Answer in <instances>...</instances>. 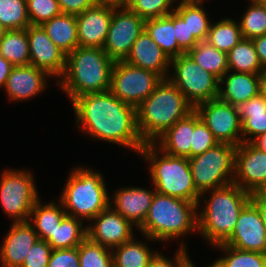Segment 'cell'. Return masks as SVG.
<instances>
[{
	"label": "cell",
	"mask_w": 266,
	"mask_h": 267,
	"mask_svg": "<svg viewBox=\"0 0 266 267\" xmlns=\"http://www.w3.org/2000/svg\"><path fill=\"white\" fill-rule=\"evenodd\" d=\"M71 103L81 133L137 153L145 145L137 128L136 107L122 102L110 91L85 94Z\"/></svg>",
	"instance_id": "cell-1"
},
{
	"label": "cell",
	"mask_w": 266,
	"mask_h": 267,
	"mask_svg": "<svg viewBox=\"0 0 266 267\" xmlns=\"http://www.w3.org/2000/svg\"><path fill=\"white\" fill-rule=\"evenodd\" d=\"M207 193H210L209 199L206 198ZM250 197V193L234 183L202 193L197 205L200 206L204 199L205 205L202 204L201 211L197 213L200 236L212 247L224 244L230 238L242 209L250 202Z\"/></svg>",
	"instance_id": "cell-2"
},
{
	"label": "cell",
	"mask_w": 266,
	"mask_h": 267,
	"mask_svg": "<svg viewBox=\"0 0 266 267\" xmlns=\"http://www.w3.org/2000/svg\"><path fill=\"white\" fill-rule=\"evenodd\" d=\"M115 61L101 47H77L66 55V67L57 80L61 91L73 99L110 90Z\"/></svg>",
	"instance_id": "cell-3"
},
{
	"label": "cell",
	"mask_w": 266,
	"mask_h": 267,
	"mask_svg": "<svg viewBox=\"0 0 266 267\" xmlns=\"http://www.w3.org/2000/svg\"><path fill=\"white\" fill-rule=\"evenodd\" d=\"M194 110L169 78L136 108L137 128L144 143H154L168 128Z\"/></svg>",
	"instance_id": "cell-4"
},
{
	"label": "cell",
	"mask_w": 266,
	"mask_h": 267,
	"mask_svg": "<svg viewBox=\"0 0 266 267\" xmlns=\"http://www.w3.org/2000/svg\"><path fill=\"white\" fill-rule=\"evenodd\" d=\"M198 208L194 202L155 192L146 219L138 230L150 242L180 240L177 238L198 232Z\"/></svg>",
	"instance_id": "cell-5"
},
{
	"label": "cell",
	"mask_w": 266,
	"mask_h": 267,
	"mask_svg": "<svg viewBox=\"0 0 266 267\" xmlns=\"http://www.w3.org/2000/svg\"><path fill=\"white\" fill-rule=\"evenodd\" d=\"M139 154L149 163L150 180L157 193L198 205L201 194L194 185L187 157L168 155L154 143H145Z\"/></svg>",
	"instance_id": "cell-6"
},
{
	"label": "cell",
	"mask_w": 266,
	"mask_h": 267,
	"mask_svg": "<svg viewBox=\"0 0 266 267\" xmlns=\"http://www.w3.org/2000/svg\"><path fill=\"white\" fill-rule=\"evenodd\" d=\"M101 172L74 167L58 198L66 214L90 222L109 206L110 194Z\"/></svg>",
	"instance_id": "cell-7"
},
{
	"label": "cell",
	"mask_w": 266,
	"mask_h": 267,
	"mask_svg": "<svg viewBox=\"0 0 266 267\" xmlns=\"http://www.w3.org/2000/svg\"><path fill=\"white\" fill-rule=\"evenodd\" d=\"M236 148L229 143H218L203 154L188 158L200 194L233 183Z\"/></svg>",
	"instance_id": "cell-8"
},
{
	"label": "cell",
	"mask_w": 266,
	"mask_h": 267,
	"mask_svg": "<svg viewBox=\"0 0 266 267\" xmlns=\"http://www.w3.org/2000/svg\"><path fill=\"white\" fill-rule=\"evenodd\" d=\"M31 171L4 169L0 178V204L13 222H26L40 198Z\"/></svg>",
	"instance_id": "cell-9"
},
{
	"label": "cell",
	"mask_w": 266,
	"mask_h": 267,
	"mask_svg": "<svg viewBox=\"0 0 266 267\" xmlns=\"http://www.w3.org/2000/svg\"><path fill=\"white\" fill-rule=\"evenodd\" d=\"M171 82L193 106L218 97L219 79L205 71L187 53L171 59Z\"/></svg>",
	"instance_id": "cell-10"
},
{
	"label": "cell",
	"mask_w": 266,
	"mask_h": 267,
	"mask_svg": "<svg viewBox=\"0 0 266 267\" xmlns=\"http://www.w3.org/2000/svg\"><path fill=\"white\" fill-rule=\"evenodd\" d=\"M161 80L153 71L131 65L124 60L115 61L109 91L122 102L137 108Z\"/></svg>",
	"instance_id": "cell-11"
},
{
	"label": "cell",
	"mask_w": 266,
	"mask_h": 267,
	"mask_svg": "<svg viewBox=\"0 0 266 267\" xmlns=\"http://www.w3.org/2000/svg\"><path fill=\"white\" fill-rule=\"evenodd\" d=\"M194 110L219 143L235 146L242 143V124L237 106L216 98L198 104Z\"/></svg>",
	"instance_id": "cell-12"
},
{
	"label": "cell",
	"mask_w": 266,
	"mask_h": 267,
	"mask_svg": "<svg viewBox=\"0 0 266 267\" xmlns=\"http://www.w3.org/2000/svg\"><path fill=\"white\" fill-rule=\"evenodd\" d=\"M145 29V20L128 7H114L108 34L103 46L114 61L125 60L134 42Z\"/></svg>",
	"instance_id": "cell-13"
},
{
	"label": "cell",
	"mask_w": 266,
	"mask_h": 267,
	"mask_svg": "<svg viewBox=\"0 0 266 267\" xmlns=\"http://www.w3.org/2000/svg\"><path fill=\"white\" fill-rule=\"evenodd\" d=\"M233 183L250 194L266 190V153L251 142L236 148Z\"/></svg>",
	"instance_id": "cell-14"
},
{
	"label": "cell",
	"mask_w": 266,
	"mask_h": 267,
	"mask_svg": "<svg viewBox=\"0 0 266 267\" xmlns=\"http://www.w3.org/2000/svg\"><path fill=\"white\" fill-rule=\"evenodd\" d=\"M91 224H86L87 237L111 250L133 239V228H137L110 205L95 216Z\"/></svg>",
	"instance_id": "cell-15"
},
{
	"label": "cell",
	"mask_w": 266,
	"mask_h": 267,
	"mask_svg": "<svg viewBox=\"0 0 266 267\" xmlns=\"http://www.w3.org/2000/svg\"><path fill=\"white\" fill-rule=\"evenodd\" d=\"M224 245L266 254V230L259 210L251 201L242 209L234 230Z\"/></svg>",
	"instance_id": "cell-16"
},
{
	"label": "cell",
	"mask_w": 266,
	"mask_h": 267,
	"mask_svg": "<svg viewBox=\"0 0 266 267\" xmlns=\"http://www.w3.org/2000/svg\"><path fill=\"white\" fill-rule=\"evenodd\" d=\"M30 51V65L47 71L59 79L66 67V54L48 37L41 25L26 28Z\"/></svg>",
	"instance_id": "cell-17"
},
{
	"label": "cell",
	"mask_w": 266,
	"mask_h": 267,
	"mask_svg": "<svg viewBox=\"0 0 266 267\" xmlns=\"http://www.w3.org/2000/svg\"><path fill=\"white\" fill-rule=\"evenodd\" d=\"M113 16V6L96 3L76 15L79 47L103 48Z\"/></svg>",
	"instance_id": "cell-18"
},
{
	"label": "cell",
	"mask_w": 266,
	"mask_h": 267,
	"mask_svg": "<svg viewBox=\"0 0 266 267\" xmlns=\"http://www.w3.org/2000/svg\"><path fill=\"white\" fill-rule=\"evenodd\" d=\"M155 192L154 187L152 190L135 186L119 188L110 196L109 205L139 229L146 219Z\"/></svg>",
	"instance_id": "cell-19"
},
{
	"label": "cell",
	"mask_w": 266,
	"mask_h": 267,
	"mask_svg": "<svg viewBox=\"0 0 266 267\" xmlns=\"http://www.w3.org/2000/svg\"><path fill=\"white\" fill-rule=\"evenodd\" d=\"M48 77L47 71L33 65L14 66L4 86L8 100L25 101L39 95L48 87Z\"/></svg>",
	"instance_id": "cell-20"
},
{
	"label": "cell",
	"mask_w": 266,
	"mask_h": 267,
	"mask_svg": "<svg viewBox=\"0 0 266 267\" xmlns=\"http://www.w3.org/2000/svg\"><path fill=\"white\" fill-rule=\"evenodd\" d=\"M39 240L33 226L28 222H12L0 247L1 267H20L30 250Z\"/></svg>",
	"instance_id": "cell-21"
},
{
	"label": "cell",
	"mask_w": 266,
	"mask_h": 267,
	"mask_svg": "<svg viewBox=\"0 0 266 267\" xmlns=\"http://www.w3.org/2000/svg\"><path fill=\"white\" fill-rule=\"evenodd\" d=\"M124 61L142 69L153 71L162 79L169 77L171 60L152 40L145 29L134 42Z\"/></svg>",
	"instance_id": "cell-22"
},
{
	"label": "cell",
	"mask_w": 266,
	"mask_h": 267,
	"mask_svg": "<svg viewBox=\"0 0 266 267\" xmlns=\"http://www.w3.org/2000/svg\"><path fill=\"white\" fill-rule=\"evenodd\" d=\"M259 93V74L229 70L219 79L217 98L234 106H239Z\"/></svg>",
	"instance_id": "cell-23"
},
{
	"label": "cell",
	"mask_w": 266,
	"mask_h": 267,
	"mask_svg": "<svg viewBox=\"0 0 266 267\" xmlns=\"http://www.w3.org/2000/svg\"><path fill=\"white\" fill-rule=\"evenodd\" d=\"M194 132V110L168 128L154 144L171 156L191 158Z\"/></svg>",
	"instance_id": "cell-24"
},
{
	"label": "cell",
	"mask_w": 266,
	"mask_h": 267,
	"mask_svg": "<svg viewBox=\"0 0 266 267\" xmlns=\"http://www.w3.org/2000/svg\"><path fill=\"white\" fill-rule=\"evenodd\" d=\"M238 107L242 124V142H252L266 133V98L260 93Z\"/></svg>",
	"instance_id": "cell-25"
},
{
	"label": "cell",
	"mask_w": 266,
	"mask_h": 267,
	"mask_svg": "<svg viewBox=\"0 0 266 267\" xmlns=\"http://www.w3.org/2000/svg\"><path fill=\"white\" fill-rule=\"evenodd\" d=\"M66 215L60 201L45 204L39 198L33 206L28 222L33 226L39 239L47 241Z\"/></svg>",
	"instance_id": "cell-26"
},
{
	"label": "cell",
	"mask_w": 266,
	"mask_h": 267,
	"mask_svg": "<svg viewBox=\"0 0 266 267\" xmlns=\"http://www.w3.org/2000/svg\"><path fill=\"white\" fill-rule=\"evenodd\" d=\"M41 26L54 44L66 55L79 46L76 15L61 13Z\"/></svg>",
	"instance_id": "cell-27"
},
{
	"label": "cell",
	"mask_w": 266,
	"mask_h": 267,
	"mask_svg": "<svg viewBox=\"0 0 266 267\" xmlns=\"http://www.w3.org/2000/svg\"><path fill=\"white\" fill-rule=\"evenodd\" d=\"M145 30L170 60L185 54L175 37L174 11L167 16L145 20Z\"/></svg>",
	"instance_id": "cell-28"
},
{
	"label": "cell",
	"mask_w": 266,
	"mask_h": 267,
	"mask_svg": "<svg viewBox=\"0 0 266 267\" xmlns=\"http://www.w3.org/2000/svg\"><path fill=\"white\" fill-rule=\"evenodd\" d=\"M135 237L112 249L114 267H148L158 251Z\"/></svg>",
	"instance_id": "cell-29"
},
{
	"label": "cell",
	"mask_w": 266,
	"mask_h": 267,
	"mask_svg": "<svg viewBox=\"0 0 266 267\" xmlns=\"http://www.w3.org/2000/svg\"><path fill=\"white\" fill-rule=\"evenodd\" d=\"M83 222L66 215L46 242L52 250L78 247L87 238V226H83Z\"/></svg>",
	"instance_id": "cell-30"
},
{
	"label": "cell",
	"mask_w": 266,
	"mask_h": 267,
	"mask_svg": "<svg viewBox=\"0 0 266 267\" xmlns=\"http://www.w3.org/2000/svg\"><path fill=\"white\" fill-rule=\"evenodd\" d=\"M0 55L13 66L30 65V51L26 29L7 30L0 40Z\"/></svg>",
	"instance_id": "cell-31"
},
{
	"label": "cell",
	"mask_w": 266,
	"mask_h": 267,
	"mask_svg": "<svg viewBox=\"0 0 266 267\" xmlns=\"http://www.w3.org/2000/svg\"><path fill=\"white\" fill-rule=\"evenodd\" d=\"M187 54L205 71L221 79L228 70L227 53L213 47L207 41H199Z\"/></svg>",
	"instance_id": "cell-32"
},
{
	"label": "cell",
	"mask_w": 266,
	"mask_h": 267,
	"mask_svg": "<svg viewBox=\"0 0 266 267\" xmlns=\"http://www.w3.org/2000/svg\"><path fill=\"white\" fill-rule=\"evenodd\" d=\"M243 39L239 23L229 17L211 22L206 41L218 50L228 53Z\"/></svg>",
	"instance_id": "cell-33"
},
{
	"label": "cell",
	"mask_w": 266,
	"mask_h": 267,
	"mask_svg": "<svg viewBox=\"0 0 266 267\" xmlns=\"http://www.w3.org/2000/svg\"><path fill=\"white\" fill-rule=\"evenodd\" d=\"M228 70L259 74L263 67L258 59L255 46L250 39H242L228 53Z\"/></svg>",
	"instance_id": "cell-34"
},
{
	"label": "cell",
	"mask_w": 266,
	"mask_h": 267,
	"mask_svg": "<svg viewBox=\"0 0 266 267\" xmlns=\"http://www.w3.org/2000/svg\"><path fill=\"white\" fill-rule=\"evenodd\" d=\"M215 247L224 255L213 261V267H266L265 253L243 251L224 244Z\"/></svg>",
	"instance_id": "cell-35"
},
{
	"label": "cell",
	"mask_w": 266,
	"mask_h": 267,
	"mask_svg": "<svg viewBox=\"0 0 266 267\" xmlns=\"http://www.w3.org/2000/svg\"><path fill=\"white\" fill-rule=\"evenodd\" d=\"M249 7L238 21L244 39L266 35V5L262 0H249Z\"/></svg>",
	"instance_id": "cell-36"
},
{
	"label": "cell",
	"mask_w": 266,
	"mask_h": 267,
	"mask_svg": "<svg viewBox=\"0 0 266 267\" xmlns=\"http://www.w3.org/2000/svg\"><path fill=\"white\" fill-rule=\"evenodd\" d=\"M174 12L183 21H187L190 34H193L199 41H206L212 21L203 8V4L174 6Z\"/></svg>",
	"instance_id": "cell-37"
},
{
	"label": "cell",
	"mask_w": 266,
	"mask_h": 267,
	"mask_svg": "<svg viewBox=\"0 0 266 267\" xmlns=\"http://www.w3.org/2000/svg\"><path fill=\"white\" fill-rule=\"evenodd\" d=\"M0 23L8 30L29 27L27 0H0Z\"/></svg>",
	"instance_id": "cell-38"
},
{
	"label": "cell",
	"mask_w": 266,
	"mask_h": 267,
	"mask_svg": "<svg viewBox=\"0 0 266 267\" xmlns=\"http://www.w3.org/2000/svg\"><path fill=\"white\" fill-rule=\"evenodd\" d=\"M80 267H114L112 250L88 237L78 246Z\"/></svg>",
	"instance_id": "cell-39"
},
{
	"label": "cell",
	"mask_w": 266,
	"mask_h": 267,
	"mask_svg": "<svg viewBox=\"0 0 266 267\" xmlns=\"http://www.w3.org/2000/svg\"><path fill=\"white\" fill-rule=\"evenodd\" d=\"M173 0H130L127 7L144 20L167 16L174 11Z\"/></svg>",
	"instance_id": "cell-40"
},
{
	"label": "cell",
	"mask_w": 266,
	"mask_h": 267,
	"mask_svg": "<svg viewBox=\"0 0 266 267\" xmlns=\"http://www.w3.org/2000/svg\"><path fill=\"white\" fill-rule=\"evenodd\" d=\"M61 13L58 0H27V14L31 25H42Z\"/></svg>",
	"instance_id": "cell-41"
},
{
	"label": "cell",
	"mask_w": 266,
	"mask_h": 267,
	"mask_svg": "<svg viewBox=\"0 0 266 267\" xmlns=\"http://www.w3.org/2000/svg\"><path fill=\"white\" fill-rule=\"evenodd\" d=\"M218 143L212 132L194 110V132L191 143V157L203 154Z\"/></svg>",
	"instance_id": "cell-42"
},
{
	"label": "cell",
	"mask_w": 266,
	"mask_h": 267,
	"mask_svg": "<svg viewBox=\"0 0 266 267\" xmlns=\"http://www.w3.org/2000/svg\"><path fill=\"white\" fill-rule=\"evenodd\" d=\"M51 252V246L46 241L39 239L30 248L20 267H48Z\"/></svg>",
	"instance_id": "cell-43"
},
{
	"label": "cell",
	"mask_w": 266,
	"mask_h": 267,
	"mask_svg": "<svg viewBox=\"0 0 266 267\" xmlns=\"http://www.w3.org/2000/svg\"><path fill=\"white\" fill-rule=\"evenodd\" d=\"M186 246L182 241L173 259H168L163 253L157 252L148 267H186L191 261Z\"/></svg>",
	"instance_id": "cell-44"
},
{
	"label": "cell",
	"mask_w": 266,
	"mask_h": 267,
	"mask_svg": "<svg viewBox=\"0 0 266 267\" xmlns=\"http://www.w3.org/2000/svg\"><path fill=\"white\" fill-rule=\"evenodd\" d=\"M48 267H80L78 247L52 250Z\"/></svg>",
	"instance_id": "cell-45"
},
{
	"label": "cell",
	"mask_w": 266,
	"mask_h": 267,
	"mask_svg": "<svg viewBox=\"0 0 266 267\" xmlns=\"http://www.w3.org/2000/svg\"><path fill=\"white\" fill-rule=\"evenodd\" d=\"M174 29L178 46L184 53H187L199 42L193 34L189 33L187 21H183L175 12Z\"/></svg>",
	"instance_id": "cell-46"
},
{
	"label": "cell",
	"mask_w": 266,
	"mask_h": 267,
	"mask_svg": "<svg viewBox=\"0 0 266 267\" xmlns=\"http://www.w3.org/2000/svg\"><path fill=\"white\" fill-rule=\"evenodd\" d=\"M58 4L62 13L78 15L93 7L96 0H58Z\"/></svg>",
	"instance_id": "cell-47"
},
{
	"label": "cell",
	"mask_w": 266,
	"mask_h": 267,
	"mask_svg": "<svg viewBox=\"0 0 266 267\" xmlns=\"http://www.w3.org/2000/svg\"><path fill=\"white\" fill-rule=\"evenodd\" d=\"M250 201L259 210L262 222L266 230V190L251 193Z\"/></svg>",
	"instance_id": "cell-48"
},
{
	"label": "cell",
	"mask_w": 266,
	"mask_h": 267,
	"mask_svg": "<svg viewBox=\"0 0 266 267\" xmlns=\"http://www.w3.org/2000/svg\"><path fill=\"white\" fill-rule=\"evenodd\" d=\"M252 42L255 46L258 59L264 69L266 68V35L256 37L252 39Z\"/></svg>",
	"instance_id": "cell-49"
},
{
	"label": "cell",
	"mask_w": 266,
	"mask_h": 267,
	"mask_svg": "<svg viewBox=\"0 0 266 267\" xmlns=\"http://www.w3.org/2000/svg\"><path fill=\"white\" fill-rule=\"evenodd\" d=\"M13 65L0 55V88H4Z\"/></svg>",
	"instance_id": "cell-50"
},
{
	"label": "cell",
	"mask_w": 266,
	"mask_h": 267,
	"mask_svg": "<svg viewBox=\"0 0 266 267\" xmlns=\"http://www.w3.org/2000/svg\"><path fill=\"white\" fill-rule=\"evenodd\" d=\"M130 0H96L98 4L111 5L114 7H127Z\"/></svg>",
	"instance_id": "cell-51"
},
{
	"label": "cell",
	"mask_w": 266,
	"mask_h": 267,
	"mask_svg": "<svg viewBox=\"0 0 266 267\" xmlns=\"http://www.w3.org/2000/svg\"><path fill=\"white\" fill-rule=\"evenodd\" d=\"M259 91L266 98V68L259 73Z\"/></svg>",
	"instance_id": "cell-52"
},
{
	"label": "cell",
	"mask_w": 266,
	"mask_h": 267,
	"mask_svg": "<svg viewBox=\"0 0 266 267\" xmlns=\"http://www.w3.org/2000/svg\"><path fill=\"white\" fill-rule=\"evenodd\" d=\"M251 143L259 150L266 153V133L256 137Z\"/></svg>",
	"instance_id": "cell-53"
},
{
	"label": "cell",
	"mask_w": 266,
	"mask_h": 267,
	"mask_svg": "<svg viewBox=\"0 0 266 267\" xmlns=\"http://www.w3.org/2000/svg\"><path fill=\"white\" fill-rule=\"evenodd\" d=\"M177 0H173V3ZM180 1V2H179ZM178 3H176V6L180 5H192V4H204L205 0H178Z\"/></svg>",
	"instance_id": "cell-54"
},
{
	"label": "cell",
	"mask_w": 266,
	"mask_h": 267,
	"mask_svg": "<svg viewBox=\"0 0 266 267\" xmlns=\"http://www.w3.org/2000/svg\"><path fill=\"white\" fill-rule=\"evenodd\" d=\"M8 29L7 28H5L1 23H0V40H1V38L6 34V31H7Z\"/></svg>",
	"instance_id": "cell-55"
},
{
	"label": "cell",
	"mask_w": 266,
	"mask_h": 267,
	"mask_svg": "<svg viewBox=\"0 0 266 267\" xmlns=\"http://www.w3.org/2000/svg\"><path fill=\"white\" fill-rule=\"evenodd\" d=\"M186 267H196L195 264L190 261V263ZM208 267H213L212 265H208Z\"/></svg>",
	"instance_id": "cell-56"
}]
</instances>
